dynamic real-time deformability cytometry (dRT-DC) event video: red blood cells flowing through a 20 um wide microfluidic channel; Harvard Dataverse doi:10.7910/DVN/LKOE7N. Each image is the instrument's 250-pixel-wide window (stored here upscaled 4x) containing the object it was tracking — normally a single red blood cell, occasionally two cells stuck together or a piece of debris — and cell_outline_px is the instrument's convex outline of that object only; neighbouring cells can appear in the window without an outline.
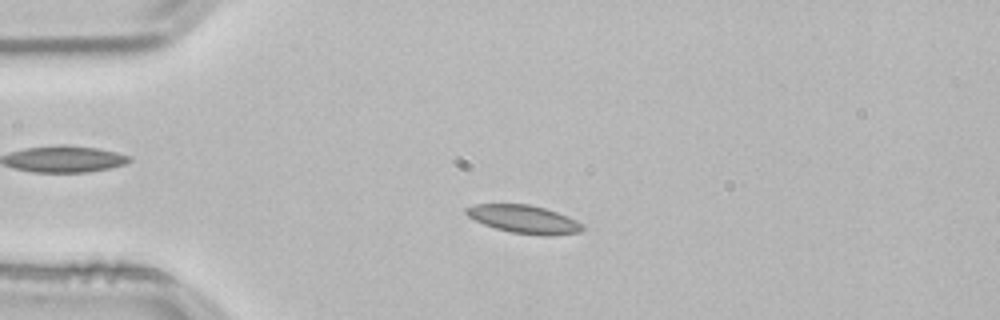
{"species": "common noctule bat (a hibernating species)", "species_latin": "Nyctalus noctula", "temperature_condition": "room temperature", "stored_images_in_passage": 53, "camera_frame_rate_fps": 3000, "um_per_image_px": 0.085, "animal": {"sex": "male", "body_mass_g": 21.5, "forearm_length_mm": 52.0}, "frame": {"image": 1, "passage_image": 12, "time_ms": 3.667, "image_size_px": [1000, 320], "cell_outline_px": [[584, 228], [580, 232], [552, 236], [540, 236], [512, 232], [496, 228], [484, 224], [468, 216], [464, 212], [464, 208], [476, 204], [528, 204], [544, 208], [556, 212], [576, 220], [584, 224]], "centroid_in_image_um": [44.55, 18.64], "position_along_channel_um": 40.4, "area_um2": 19.02}}
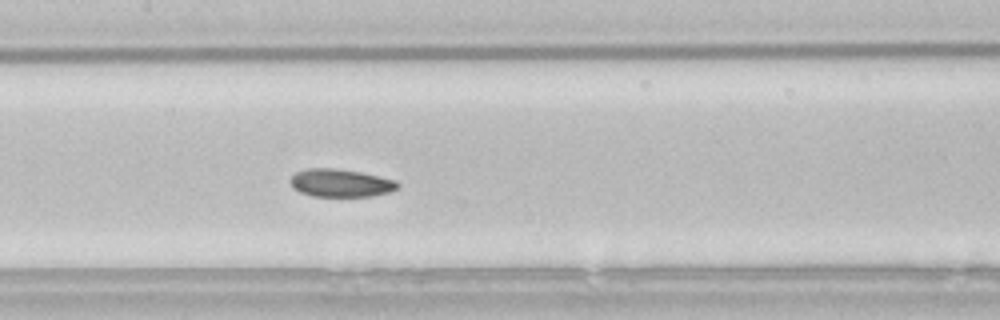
{"frame": {"image": 2, "passage_image": 25, "time_ms": 8.0, "image_size_px": [1000, 320], "cell_outline_px": [[400, 188], [388, 192], [372, 196], [312, 196], [300, 192], [292, 188], [288, 180], [296, 172], [308, 168], [336, 168], [360, 172], [396, 180], [400, 184]], "centroid_in_image_um": [28.94, 15.55], "position_along_channel_um": 178.5, "area_um2": 17.57}}
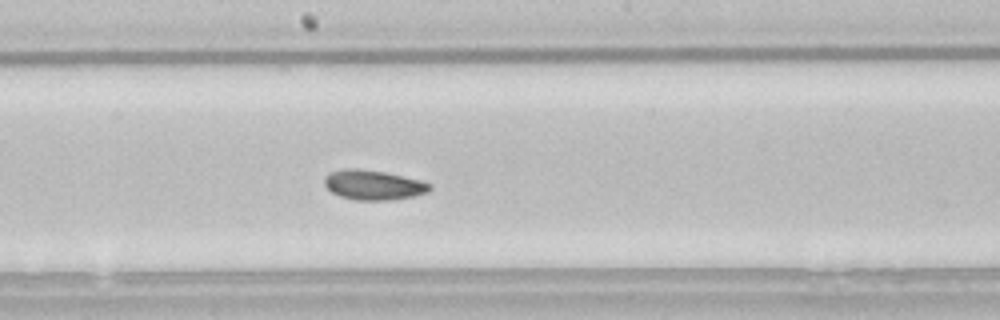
{"frame": {"image": 3, "passage_image": 28, "time_ms": 9.0, "image_size_px": [1000, 320], "cell_outline_px": [[432, 188], [428, 192], [412, 196], [392, 200], [356, 200], [340, 196], [332, 192], [324, 184], [324, 176], [332, 172], [344, 168], [356, 168], [384, 172], [420, 180], [432, 184]], "centroid_in_image_um": [31.74, 15.72], "position_along_channel_um": 216.5, "area_um2": 18.21}, "authors_computed_cell_mechanics": {"area_um2": 18.3226, "velocity_mm_per_s": 3.8136, "shape_relaxation_time_tau1_ms": 7.7288, "shape_relaxation_time_tau2_ms": 6.8164, "deformation_change_tau1": 0.1279, "deformation_change_tau2": 0.1044}}